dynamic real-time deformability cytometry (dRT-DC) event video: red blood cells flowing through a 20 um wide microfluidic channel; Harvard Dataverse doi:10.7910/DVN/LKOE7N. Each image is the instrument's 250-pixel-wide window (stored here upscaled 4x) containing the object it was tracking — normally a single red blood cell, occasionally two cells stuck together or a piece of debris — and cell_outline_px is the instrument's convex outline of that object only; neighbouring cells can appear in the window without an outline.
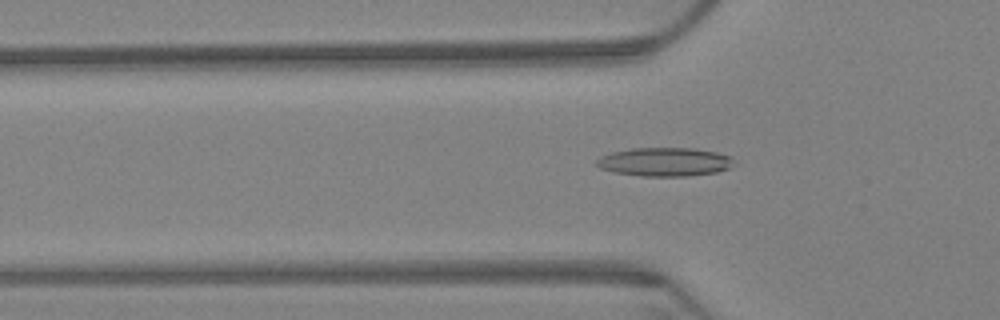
{"species": "Egyptian fruit bat (a non-hibernating species)", "species_latin": "Rousettus aegyptiacus", "temperature_condition": "warm", "stored_images_in_passage": 63, "camera_frame_rate_fps": 3000, "um_per_image_px": 0.085, "animal": {"sex": "female"}, "frame": {"image": 1, "passage_image": 21, "time_ms": 6.667, "image_size_px": [1000, 320], "cell_outline_px": [[732, 160], [728, 168], [716, 172], [684, 176], [640, 176], [612, 172], [600, 168], [596, 164], [596, 160], [600, 156], [612, 152], [632, 148], [692, 148], [716, 152], [732, 156]], "centroid_in_image_um": [56.44, 13.76], "position_along_channel_um": 69.4, "area_um2": 22.83}}
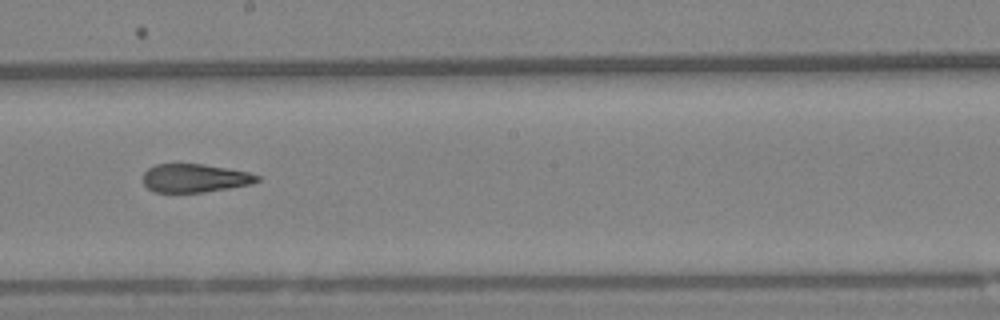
{"frame": {"image": 2, "passage_image": 36, "time_ms": 11.667, "image_size_px": [1000, 320], "cell_outline_px": [[260, 180], [252, 184], [228, 188], [200, 192], [152, 192], [144, 184], [144, 172], [148, 168], [156, 164], [204, 164], [248, 172], [260, 176]], "centroid_in_image_um": [16.56, 15.14], "position_along_channel_um": 231.6, "area_um2": 18.79}}
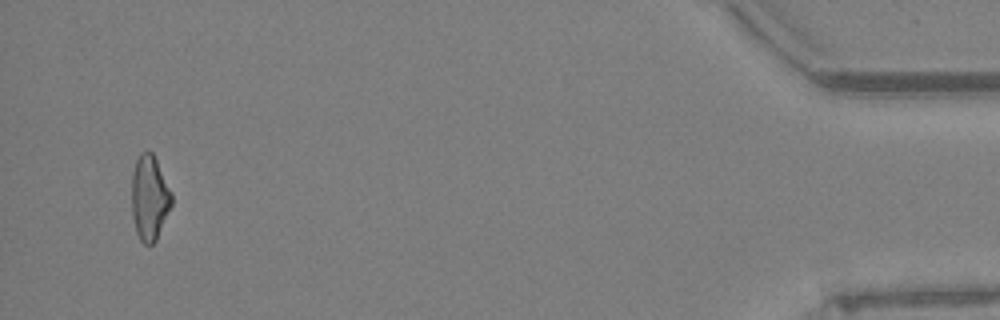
{"frame": {"image": 3, "passage_image": 61, "time_ms": 20.0, "image_size_px": [1000, 320], "cell_outline_px": [[172, 204], [156, 240], [152, 244], [144, 244], [140, 240], [136, 232], [132, 216], [132, 172], [136, 160], [140, 152], [152, 152], [172, 192]], "centroid_in_image_um": [12.7, 16.82], "position_along_channel_um": 422.5, "area_um2": 19.71}, "authors_computed_cell_mechanics": {"area_um2": 20.519, "velocity_mm_per_s": 3.2572, "shape_relaxation_time_tau1_ms": null, "shape_relaxation_time_tau2_ms": 2.5152, "deformation_change_tau1": null, "deformation_change_tau2": 0.1174}}